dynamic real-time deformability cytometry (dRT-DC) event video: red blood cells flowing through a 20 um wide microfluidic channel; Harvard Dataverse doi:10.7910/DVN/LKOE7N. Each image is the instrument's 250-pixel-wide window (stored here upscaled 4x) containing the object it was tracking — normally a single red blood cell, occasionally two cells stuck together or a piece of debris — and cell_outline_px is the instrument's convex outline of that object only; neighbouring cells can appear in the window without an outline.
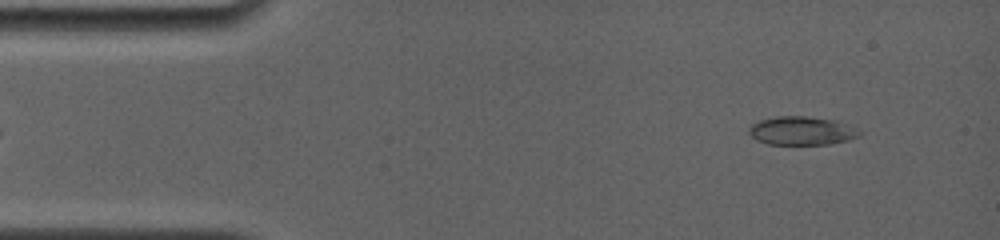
{"species": "common noctule bat (a hibernating species)", "species_latin": "Nyctalus noctula", "temperature_condition": "room temperature", "stored_images_in_passage": 25, "segment_of_instrument_passage": [2, 2], "camera_frame_rate_fps": 4000, "um_per_image_px": 0.085, "animal": {"sex": "female", "body_mass_g": 19.0, "forearm_length_mm": 56.7}, "frame": {"image": 1, "passage_image": 25, "time_ms": 6.0, "image_size_px": [1000, 240], "cell_outline_px": [[860, 136], [848, 140], [828, 144], [768, 144], [756, 140], [748, 132], [748, 128], [752, 124], [760, 120], [776, 116], [808, 116], [836, 120], [848, 124], [856, 128], [860, 132]], "centroid_in_image_um": [68.14, 11.11], "position_along_channel_um": 16.9, "area_um2": 18.44}}